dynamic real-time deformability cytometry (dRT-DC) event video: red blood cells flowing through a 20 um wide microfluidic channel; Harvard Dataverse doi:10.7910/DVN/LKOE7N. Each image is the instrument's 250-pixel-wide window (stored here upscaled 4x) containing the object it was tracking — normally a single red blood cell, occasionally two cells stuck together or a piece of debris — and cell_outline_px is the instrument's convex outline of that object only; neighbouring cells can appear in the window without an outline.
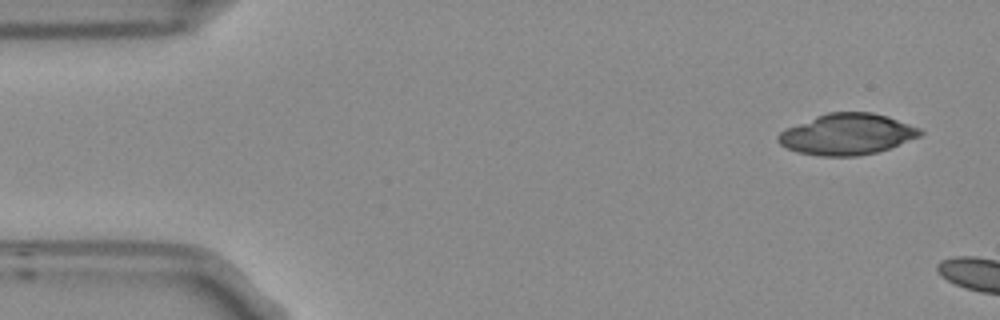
{"species": "Egyptian fruit bat (a non-hibernating species)", "species_latin": "Rousettus aegyptiacus", "temperature_condition": "room temperature", "stored_images_in_passage": 3, "camera_frame_rate_fps": 3000, "um_per_image_px": 0.085, "frame": {"image": 1, "passage_image": 1, "time_ms": 0.0, "image_size_px": [1000, 320], "cell_outline_px": [[924, 132], [920, 136], [888, 148], [876, 152], [856, 156], [820, 156], [800, 152], [788, 148], [780, 144], [776, 140], [776, 136], [780, 132], [788, 128], [816, 116], [828, 112], [872, 112], [888, 116], [920, 128]], "centroid_in_image_um": [72.01, 11.4], "position_along_channel_um": 13.0, "area_um2": 33.64}}